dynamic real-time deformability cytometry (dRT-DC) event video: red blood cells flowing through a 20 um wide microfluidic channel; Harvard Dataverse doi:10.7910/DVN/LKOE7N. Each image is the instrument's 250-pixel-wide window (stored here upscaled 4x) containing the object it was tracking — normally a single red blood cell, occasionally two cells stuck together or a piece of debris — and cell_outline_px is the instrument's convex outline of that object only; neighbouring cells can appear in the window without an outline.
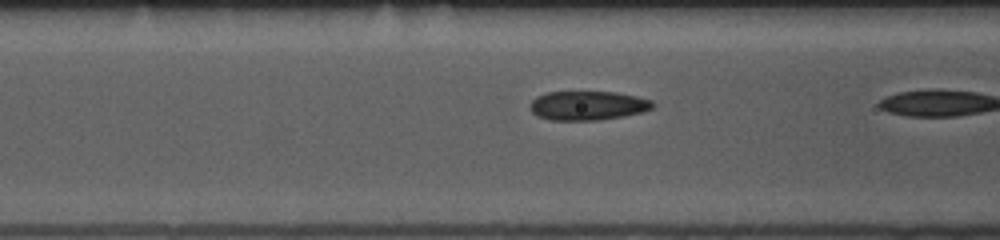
{"species": "common noctule bat (a hibernating species)", "species_latin": "Nyctalus noctula", "temperature_condition": "room temperature", "stored_images_in_passage": 19, "camera_frame_rate_fps": 3000, "um_per_image_px": 0.085, "animal": {"sex": "female", "body_mass_g": 10.0, "forearm_length_mm": 53.1}, "frame": {"image": 1, "passage_image": 18, "time_ms": 5.667, "image_size_px": [1000, 240], "cell_outline_px": [[656, 104], [652, 108], [644, 112], [624, 116], [600, 120], [552, 120], [536, 116], [532, 112], [532, 100], [536, 96], [548, 92], [616, 92], [636, 96], [652, 100]], "centroid_in_image_um": [50.0, 8.97], "position_along_channel_um": 116.6, "area_um2": 20.87}}